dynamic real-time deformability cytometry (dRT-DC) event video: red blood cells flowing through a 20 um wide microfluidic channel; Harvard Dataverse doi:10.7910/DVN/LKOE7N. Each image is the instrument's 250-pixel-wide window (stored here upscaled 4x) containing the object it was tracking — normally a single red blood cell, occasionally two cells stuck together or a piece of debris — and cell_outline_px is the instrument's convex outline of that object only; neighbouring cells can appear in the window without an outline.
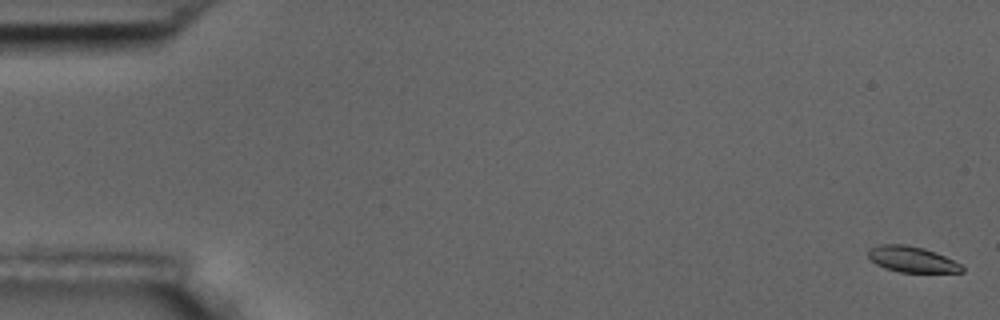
{"species": "common noctule bat (a hibernating species)", "species_latin": "Nyctalus noctula", "temperature_condition": "room temperature", "stored_images_in_passage": 6, "camera_frame_rate_fps": 3000, "um_per_image_px": 0.085, "animal": {"sex": "male", "body_mass_g": 17.5, "forearm_length_mm": 52.3}, "frame": {"image": 1, "passage_image": 1, "time_ms": 0.0, "image_size_px": [1000, 320], "cell_outline_px": [[964, 272], [900, 272], [884, 268], [876, 264], [868, 256], [868, 248], [880, 244], [904, 244], [924, 248], [944, 256], [960, 264], [964, 268]], "centroid_in_image_um": [77.48, 22.04], "position_along_channel_um": 7.5, "area_um2": 14.05}}